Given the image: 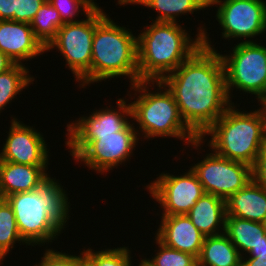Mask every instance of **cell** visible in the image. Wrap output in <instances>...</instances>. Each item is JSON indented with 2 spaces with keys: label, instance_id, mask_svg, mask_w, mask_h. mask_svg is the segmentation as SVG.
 Wrapping results in <instances>:
<instances>
[{
  "label": "cell",
  "instance_id": "30",
  "mask_svg": "<svg viewBox=\"0 0 266 266\" xmlns=\"http://www.w3.org/2000/svg\"><path fill=\"white\" fill-rule=\"evenodd\" d=\"M46 0H15L14 21L29 23Z\"/></svg>",
  "mask_w": 266,
  "mask_h": 266
},
{
  "label": "cell",
  "instance_id": "5",
  "mask_svg": "<svg viewBox=\"0 0 266 266\" xmlns=\"http://www.w3.org/2000/svg\"><path fill=\"white\" fill-rule=\"evenodd\" d=\"M127 76L139 82L137 37L106 16L96 27L92 43L91 83Z\"/></svg>",
  "mask_w": 266,
  "mask_h": 266
},
{
  "label": "cell",
  "instance_id": "35",
  "mask_svg": "<svg viewBox=\"0 0 266 266\" xmlns=\"http://www.w3.org/2000/svg\"><path fill=\"white\" fill-rule=\"evenodd\" d=\"M15 64L6 54L0 51V73L9 70Z\"/></svg>",
  "mask_w": 266,
  "mask_h": 266
},
{
  "label": "cell",
  "instance_id": "26",
  "mask_svg": "<svg viewBox=\"0 0 266 266\" xmlns=\"http://www.w3.org/2000/svg\"><path fill=\"white\" fill-rule=\"evenodd\" d=\"M84 250L85 266H131L130 250L127 247L101 251Z\"/></svg>",
  "mask_w": 266,
  "mask_h": 266
},
{
  "label": "cell",
  "instance_id": "22",
  "mask_svg": "<svg viewBox=\"0 0 266 266\" xmlns=\"http://www.w3.org/2000/svg\"><path fill=\"white\" fill-rule=\"evenodd\" d=\"M118 4H139L158 12L155 22H177L176 17L209 7V0H118Z\"/></svg>",
  "mask_w": 266,
  "mask_h": 266
},
{
  "label": "cell",
  "instance_id": "28",
  "mask_svg": "<svg viewBox=\"0 0 266 266\" xmlns=\"http://www.w3.org/2000/svg\"><path fill=\"white\" fill-rule=\"evenodd\" d=\"M48 2L59 12L64 24L81 21L75 19L81 10L87 16L97 7V3L94 0H48Z\"/></svg>",
  "mask_w": 266,
  "mask_h": 266
},
{
  "label": "cell",
  "instance_id": "19",
  "mask_svg": "<svg viewBox=\"0 0 266 266\" xmlns=\"http://www.w3.org/2000/svg\"><path fill=\"white\" fill-rule=\"evenodd\" d=\"M226 215V201L209 193H204L187 213L205 237L225 233Z\"/></svg>",
  "mask_w": 266,
  "mask_h": 266
},
{
  "label": "cell",
  "instance_id": "14",
  "mask_svg": "<svg viewBox=\"0 0 266 266\" xmlns=\"http://www.w3.org/2000/svg\"><path fill=\"white\" fill-rule=\"evenodd\" d=\"M11 127L0 160L32 166H48V149L42 134L33 127L11 119Z\"/></svg>",
  "mask_w": 266,
  "mask_h": 266
},
{
  "label": "cell",
  "instance_id": "27",
  "mask_svg": "<svg viewBox=\"0 0 266 266\" xmlns=\"http://www.w3.org/2000/svg\"><path fill=\"white\" fill-rule=\"evenodd\" d=\"M159 251L152 259H145L150 266H197V258L192 254L175 250L155 238Z\"/></svg>",
  "mask_w": 266,
  "mask_h": 266
},
{
  "label": "cell",
  "instance_id": "1",
  "mask_svg": "<svg viewBox=\"0 0 266 266\" xmlns=\"http://www.w3.org/2000/svg\"><path fill=\"white\" fill-rule=\"evenodd\" d=\"M210 43L206 32L202 46L161 80L183 121L199 138L232 105L222 58Z\"/></svg>",
  "mask_w": 266,
  "mask_h": 266
},
{
  "label": "cell",
  "instance_id": "10",
  "mask_svg": "<svg viewBox=\"0 0 266 266\" xmlns=\"http://www.w3.org/2000/svg\"><path fill=\"white\" fill-rule=\"evenodd\" d=\"M217 5L216 19L222 27V36L253 38L266 31V2L263 0H209V7Z\"/></svg>",
  "mask_w": 266,
  "mask_h": 266
},
{
  "label": "cell",
  "instance_id": "11",
  "mask_svg": "<svg viewBox=\"0 0 266 266\" xmlns=\"http://www.w3.org/2000/svg\"><path fill=\"white\" fill-rule=\"evenodd\" d=\"M133 124H128L123 130L107 135H95L75 156L74 160L85 163L86 166L99 173L112 170L114 167L129 160L136 147L137 133ZM109 169V170H108Z\"/></svg>",
  "mask_w": 266,
  "mask_h": 266
},
{
  "label": "cell",
  "instance_id": "17",
  "mask_svg": "<svg viewBox=\"0 0 266 266\" xmlns=\"http://www.w3.org/2000/svg\"><path fill=\"white\" fill-rule=\"evenodd\" d=\"M46 167L0 160V198L36 189L49 176Z\"/></svg>",
  "mask_w": 266,
  "mask_h": 266
},
{
  "label": "cell",
  "instance_id": "3",
  "mask_svg": "<svg viewBox=\"0 0 266 266\" xmlns=\"http://www.w3.org/2000/svg\"><path fill=\"white\" fill-rule=\"evenodd\" d=\"M137 37L140 81H161L176 70L199 47L206 30L200 27L195 39L177 22H155Z\"/></svg>",
  "mask_w": 266,
  "mask_h": 266
},
{
  "label": "cell",
  "instance_id": "21",
  "mask_svg": "<svg viewBox=\"0 0 266 266\" xmlns=\"http://www.w3.org/2000/svg\"><path fill=\"white\" fill-rule=\"evenodd\" d=\"M242 254L225 234L206 236L197 266H241Z\"/></svg>",
  "mask_w": 266,
  "mask_h": 266
},
{
  "label": "cell",
  "instance_id": "16",
  "mask_svg": "<svg viewBox=\"0 0 266 266\" xmlns=\"http://www.w3.org/2000/svg\"><path fill=\"white\" fill-rule=\"evenodd\" d=\"M156 236L166 246L199 257L205 236L187 214L163 215Z\"/></svg>",
  "mask_w": 266,
  "mask_h": 266
},
{
  "label": "cell",
  "instance_id": "36",
  "mask_svg": "<svg viewBox=\"0 0 266 266\" xmlns=\"http://www.w3.org/2000/svg\"><path fill=\"white\" fill-rule=\"evenodd\" d=\"M139 266H150V265L145 261V259H142Z\"/></svg>",
  "mask_w": 266,
  "mask_h": 266
},
{
  "label": "cell",
  "instance_id": "12",
  "mask_svg": "<svg viewBox=\"0 0 266 266\" xmlns=\"http://www.w3.org/2000/svg\"><path fill=\"white\" fill-rule=\"evenodd\" d=\"M153 199L164 209L162 215L187 214L205 193L197 175L190 168L180 176L161 173L146 186Z\"/></svg>",
  "mask_w": 266,
  "mask_h": 266
},
{
  "label": "cell",
  "instance_id": "8",
  "mask_svg": "<svg viewBox=\"0 0 266 266\" xmlns=\"http://www.w3.org/2000/svg\"><path fill=\"white\" fill-rule=\"evenodd\" d=\"M220 56L229 100L234 87L256 95L257 100L266 98V47L254 41H242L235 45L231 55Z\"/></svg>",
  "mask_w": 266,
  "mask_h": 266
},
{
  "label": "cell",
  "instance_id": "18",
  "mask_svg": "<svg viewBox=\"0 0 266 266\" xmlns=\"http://www.w3.org/2000/svg\"><path fill=\"white\" fill-rule=\"evenodd\" d=\"M225 234L239 253L250 257L266 254V230L264 223L226 215ZM241 250V251H240Z\"/></svg>",
  "mask_w": 266,
  "mask_h": 266
},
{
  "label": "cell",
  "instance_id": "15",
  "mask_svg": "<svg viewBox=\"0 0 266 266\" xmlns=\"http://www.w3.org/2000/svg\"><path fill=\"white\" fill-rule=\"evenodd\" d=\"M0 51L16 64L32 59L46 51L35 37L29 23L0 20Z\"/></svg>",
  "mask_w": 266,
  "mask_h": 266
},
{
  "label": "cell",
  "instance_id": "32",
  "mask_svg": "<svg viewBox=\"0 0 266 266\" xmlns=\"http://www.w3.org/2000/svg\"><path fill=\"white\" fill-rule=\"evenodd\" d=\"M15 0H0V20L14 21Z\"/></svg>",
  "mask_w": 266,
  "mask_h": 266
},
{
  "label": "cell",
  "instance_id": "7",
  "mask_svg": "<svg viewBox=\"0 0 266 266\" xmlns=\"http://www.w3.org/2000/svg\"><path fill=\"white\" fill-rule=\"evenodd\" d=\"M101 7L97 6L86 19L75 23H65L56 37L46 47V52L57 48L66 60V64L81 81L83 88L91 84L92 43L95 27L106 17ZM79 80V81H78Z\"/></svg>",
  "mask_w": 266,
  "mask_h": 266
},
{
  "label": "cell",
  "instance_id": "4",
  "mask_svg": "<svg viewBox=\"0 0 266 266\" xmlns=\"http://www.w3.org/2000/svg\"><path fill=\"white\" fill-rule=\"evenodd\" d=\"M151 83L155 84V81H139L131 86L136 92H141L136 101L131 102L130 105L132 119L136 120L139 129L144 132L143 137L146 139L176 137L197 149L202 145L203 139L199 138L183 121L173 94L161 81H156L160 91L149 92L148 87Z\"/></svg>",
  "mask_w": 266,
  "mask_h": 266
},
{
  "label": "cell",
  "instance_id": "33",
  "mask_svg": "<svg viewBox=\"0 0 266 266\" xmlns=\"http://www.w3.org/2000/svg\"><path fill=\"white\" fill-rule=\"evenodd\" d=\"M260 104H262L263 108L257 109V113L261 120V129H262V139L264 145H266V98L259 99Z\"/></svg>",
  "mask_w": 266,
  "mask_h": 266
},
{
  "label": "cell",
  "instance_id": "29",
  "mask_svg": "<svg viewBox=\"0 0 266 266\" xmlns=\"http://www.w3.org/2000/svg\"><path fill=\"white\" fill-rule=\"evenodd\" d=\"M41 263L34 266H85L84 251L78 256L46 249Z\"/></svg>",
  "mask_w": 266,
  "mask_h": 266
},
{
  "label": "cell",
  "instance_id": "13",
  "mask_svg": "<svg viewBox=\"0 0 266 266\" xmlns=\"http://www.w3.org/2000/svg\"><path fill=\"white\" fill-rule=\"evenodd\" d=\"M118 109L96 110L89 117H80L77 123L67 125V141H65L70 154L74 157L95 135H107L123 130L132 118L131 105L124 99L116 102Z\"/></svg>",
  "mask_w": 266,
  "mask_h": 266
},
{
  "label": "cell",
  "instance_id": "6",
  "mask_svg": "<svg viewBox=\"0 0 266 266\" xmlns=\"http://www.w3.org/2000/svg\"><path fill=\"white\" fill-rule=\"evenodd\" d=\"M234 108L233 102L200 138L210 135L213 152L253 167L264 146L261 120L256 110L244 113Z\"/></svg>",
  "mask_w": 266,
  "mask_h": 266
},
{
  "label": "cell",
  "instance_id": "34",
  "mask_svg": "<svg viewBox=\"0 0 266 266\" xmlns=\"http://www.w3.org/2000/svg\"><path fill=\"white\" fill-rule=\"evenodd\" d=\"M241 266H266V254L258 255V257H248L246 260L242 256Z\"/></svg>",
  "mask_w": 266,
  "mask_h": 266
},
{
  "label": "cell",
  "instance_id": "31",
  "mask_svg": "<svg viewBox=\"0 0 266 266\" xmlns=\"http://www.w3.org/2000/svg\"><path fill=\"white\" fill-rule=\"evenodd\" d=\"M253 180L266 189V145L261 149L252 167Z\"/></svg>",
  "mask_w": 266,
  "mask_h": 266
},
{
  "label": "cell",
  "instance_id": "9",
  "mask_svg": "<svg viewBox=\"0 0 266 266\" xmlns=\"http://www.w3.org/2000/svg\"><path fill=\"white\" fill-rule=\"evenodd\" d=\"M206 155L201 162L191 167L205 193L226 201L253 179L250 165L223 158L215 152Z\"/></svg>",
  "mask_w": 266,
  "mask_h": 266
},
{
  "label": "cell",
  "instance_id": "23",
  "mask_svg": "<svg viewBox=\"0 0 266 266\" xmlns=\"http://www.w3.org/2000/svg\"><path fill=\"white\" fill-rule=\"evenodd\" d=\"M64 25L59 12L46 0L30 22L35 37L46 48Z\"/></svg>",
  "mask_w": 266,
  "mask_h": 266
},
{
  "label": "cell",
  "instance_id": "25",
  "mask_svg": "<svg viewBox=\"0 0 266 266\" xmlns=\"http://www.w3.org/2000/svg\"><path fill=\"white\" fill-rule=\"evenodd\" d=\"M17 241L26 243L19 234L11 205L6 199L0 198V264Z\"/></svg>",
  "mask_w": 266,
  "mask_h": 266
},
{
  "label": "cell",
  "instance_id": "20",
  "mask_svg": "<svg viewBox=\"0 0 266 266\" xmlns=\"http://www.w3.org/2000/svg\"><path fill=\"white\" fill-rule=\"evenodd\" d=\"M227 215L264 223L266 220V189L253 179L226 200Z\"/></svg>",
  "mask_w": 266,
  "mask_h": 266
},
{
  "label": "cell",
  "instance_id": "24",
  "mask_svg": "<svg viewBox=\"0 0 266 266\" xmlns=\"http://www.w3.org/2000/svg\"><path fill=\"white\" fill-rule=\"evenodd\" d=\"M24 64H15L9 70L0 73V111L25 89L34 78ZM1 113V112H0Z\"/></svg>",
  "mask_w": 266,
  "mask_h": 266
},
{
  "label": "cell",
  "instance_id": "2",
  "mask_svg": "<svg viewBox=\"0 0 266 266\" xmlns=\"http://www.w3.org/2000/svg\"><path fill=\"white\" fill-rule=\"evenodd\" d=\"M55 180L48 176L36 189L5 198L13 209L19 234L26 245L52 242L69 219L70 202L62 185Z\"/></svg>",
  "mask_w": 266,
  "mask_h": 266
}]
</instances>
